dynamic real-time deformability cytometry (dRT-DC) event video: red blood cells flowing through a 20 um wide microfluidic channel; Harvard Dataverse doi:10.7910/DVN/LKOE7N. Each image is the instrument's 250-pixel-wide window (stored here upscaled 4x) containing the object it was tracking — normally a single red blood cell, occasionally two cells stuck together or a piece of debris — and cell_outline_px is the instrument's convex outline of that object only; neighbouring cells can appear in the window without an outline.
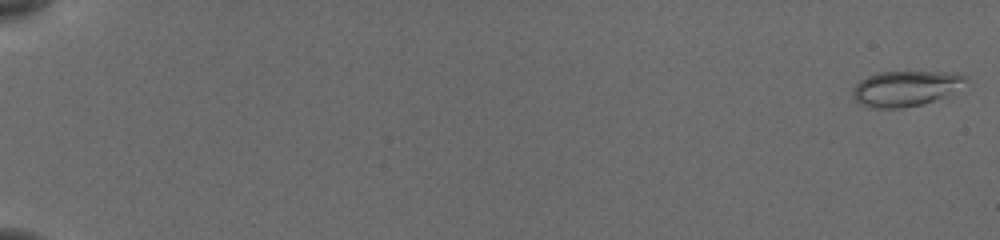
{"species": "common noctule bat (a hibernating species)", "species_latin": "Nyctalus noctula", "temperature_condition": "cold", "stored_images_in_passage": 55, "camera_frame_rate_fps": 3000, "um_per_image_px": 0.085, "animal": {"sex": "female", "body_mass_g": 19.5, "forearm_length_mm": 54.1}, "frame": {"image": 1, "passage_image": 1, "time_ms": 0.0, "image_size_px": [1000, 240], "cell_outline_px": [[968, 76], [948, 96], [920, 104], [904, 108], [868, 108], [860, 104], [852, 96], [852, 92], [856, 84], [860, 80], [868, 76], [880, 72], [940, 72]], "centroid_in_image_um": [76.88, 7.53], "position_along_channel_um": 8.1, "area_um2": 22.89}}
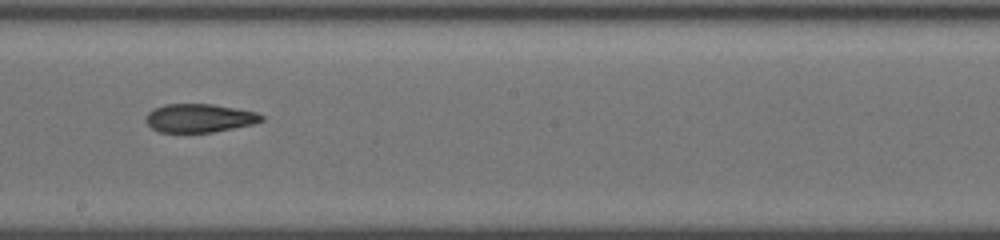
{"frame": {"image": 2, "passage_image": 34, "time_ms": 11.0, "image_size_px": [1000, 240], "cell_outline_px": [[264, 120], [252, 124], [212, 132], [160, 132], [152, 128], [144, 120], [148, 112], [152, 108], [164, 104], [212, 104], [256, 112], [264, 116]], "centroid_in_image_um": [16.91, 10.03], "position_along_channel_um": 231.3, "area_um2": 19.13}}
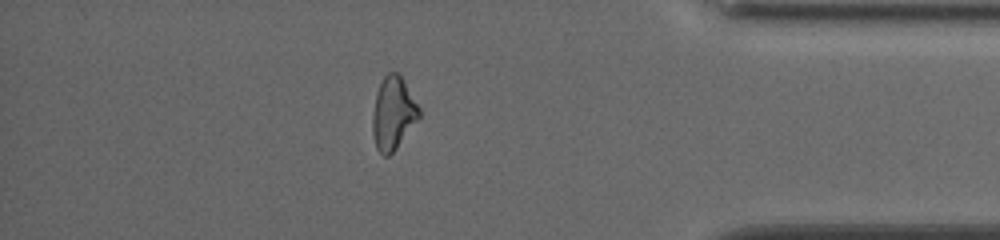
{"frame": {"image": 3, "passage_image": 49, "time_ms": 16.0, "image_size_px": [1000, 240], "cell_outline_px": [[420, 116], [396, 148], [388, 156], [384, 156], [376, 148], [372, 132], [372, 116], [376, 92], [384, 76], [388, 72], [396, 72], [400, 76], [420, 108]], "centroid_in_image_um": [33.39, 9.64], "position_along_channel_um": 401.8, "area_um2": 19.42}, "authors_computed_cell_mechanics": {"area_um2": 20.0566, "velocity_mm_per_s": 3.8833, "shape_relaxation_time_tau1_ms": null, "shape_relaxation_time_tau2_ms": 4.3142, "deformation_change_tau1": null, "deformation_change_tau2": 0.1266}}